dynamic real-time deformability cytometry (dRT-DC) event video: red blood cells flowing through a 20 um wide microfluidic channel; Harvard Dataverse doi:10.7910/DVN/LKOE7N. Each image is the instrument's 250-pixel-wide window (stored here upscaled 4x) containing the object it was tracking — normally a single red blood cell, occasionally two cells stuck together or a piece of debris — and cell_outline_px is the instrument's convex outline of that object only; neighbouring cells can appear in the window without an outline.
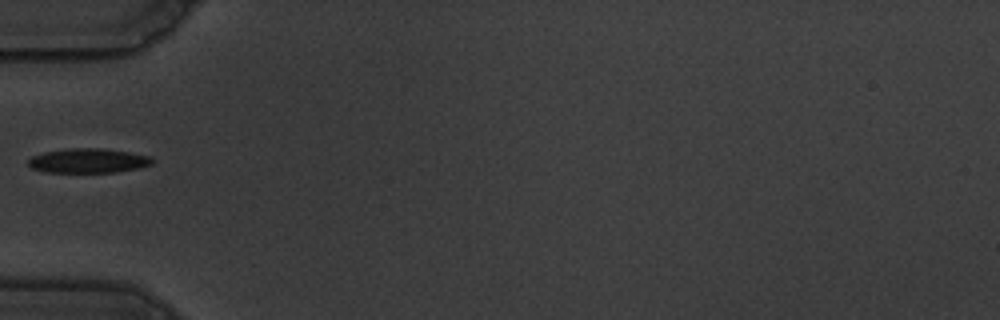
{"species": "common noctule bat (a hibernating species)", "species_latin": "Nyctalus noctula", "temperature_condition": "warm", "stored_images_in_passage": 38, "camera_frame_rate_fps": 3000, "um_per_image_px": 0.085, "animal": {"sex": "male", "body_mass_g": 19.5, "forearm_length_mm": 54.6}, "frame": {"image": 1, "passage_image": 1, "time_ms": 0.0, "image_size_px": [1000, 320], "cell_outline_px": [[152, 164], [140, 168], [116, 172], [44, 172], [32, 168], [28, 164], [28, 160], [32, 156], [44, 152], [68, 148], [104, 148], [128, 152], [148, 156], [152, 160]], "centroid_in_image_um": [7.47, 13.66], "position_along_channel_um": 77.5, "area_um2": 17.63}}
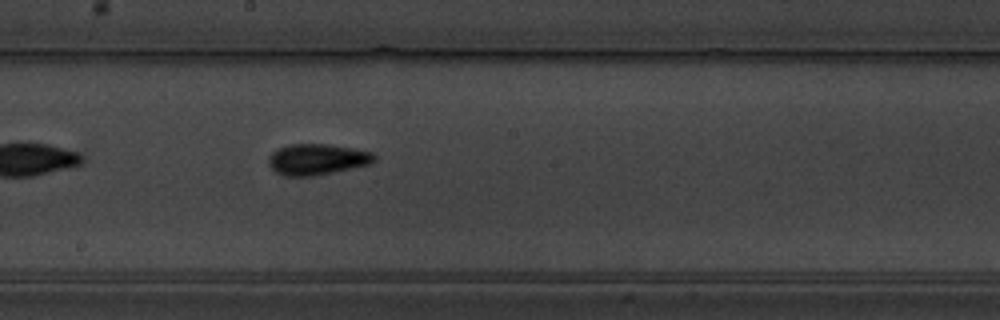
{"frame": {"image": 2, "passage_image": 13, "time_ms": 4.0, "image_size_px": [1000, 320], "cell_outline_px": [[376, 160], [372, 164], [312, 176], [284, 176], [276, 172], [268, 164], [268, 156], [272, 152], [288, 144], [328, 144], [352, 148], [372, 152], [376, 156]], "centroid_in_image_um": [26.96, 13.54], "position_along_channel_um": 221.2, "area_um2": 19.13}}
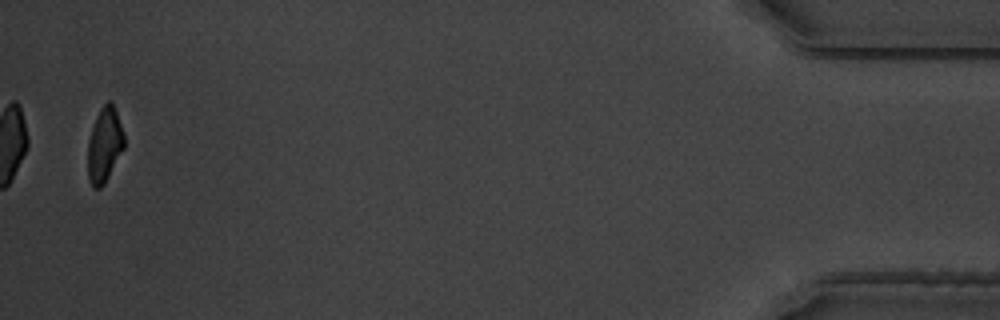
{"frame": {"image": 3, "passage_image": 37, "time_ms": 12.0, "image_size_px": [1000, 320], "cell_outline_px": [[124, 148], [104, 184], [100, 188], [92, 188], [88, 180], [88, 140], [96, 116], [100, 108], [108, 100], [112, 100], [124, 136]], "centroid_in_image_um": [8.87, 12.32], "position_along_channel_um": 426.3, "area_um2": 15.78}}